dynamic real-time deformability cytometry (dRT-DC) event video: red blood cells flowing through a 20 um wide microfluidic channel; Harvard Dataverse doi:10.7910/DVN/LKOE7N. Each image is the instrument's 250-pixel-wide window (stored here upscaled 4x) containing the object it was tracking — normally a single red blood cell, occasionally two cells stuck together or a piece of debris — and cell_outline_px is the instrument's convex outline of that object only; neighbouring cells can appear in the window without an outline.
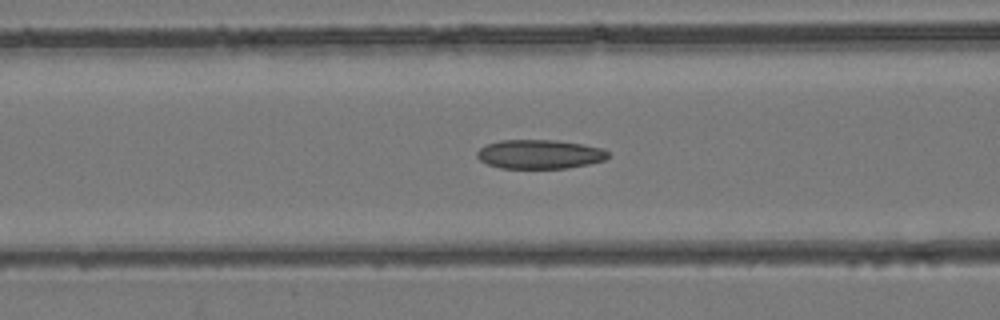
{"species": "common noctule bat (a hibernating species)", "species_latin": "Nyctalus noctula", "temperature_condition": "room temperature", "stored_images_in_passage": 32, "camera_frame_rate_fps": 3000, "um_per_image_px": 0.085, "animal": {"sex": "female", "body_mass_g": 24.6, "forearm_length_mm": 56.2}, "frame": {"image": 1, "passage_image": 6, "time_ms": 1.667, "image_size_px": [1000, 320], "cell_outline_px": [[608, 156], [604, 160], [588, 164], [568, 168], [500, 168], [488, 164], [480, 160], [476, 156], [476, 152], [480, 148], [488, 144], [500, 140], [556, 140], [604, 148], [608, 152]], "centroid_in_image_um": [45.86, 13.11], "position_along_channel_um": 120.7, "area_um2": 22.14}}
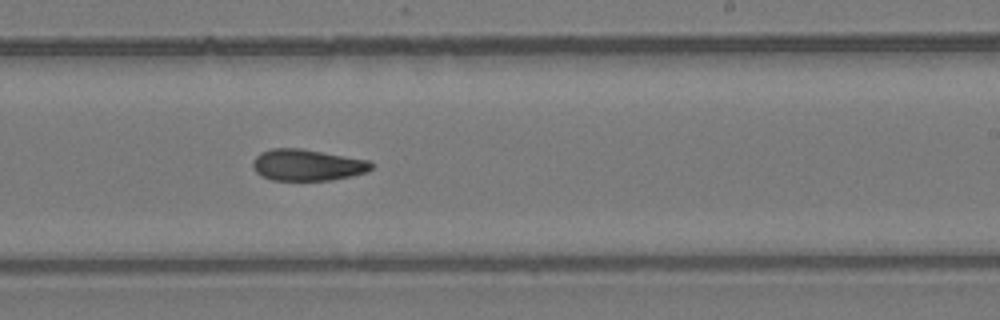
{"frame": {"image": 2, "passage_image": 15, "time_ms": 4.667, "image_size_px": [1000, 320], "cell_outline_px": [[372, 168], [368, 172], [352, 176], [332, 180], [272, 180], [260, 176], [252, 168], [252, 160], [260, 152], [272, 148], [300, 148], [368, 160], [372, 164]], "centroid_in_image_um": [26.08, 14.03], "position_along_channel_um": 262.9, "area_um2": 21.85}}
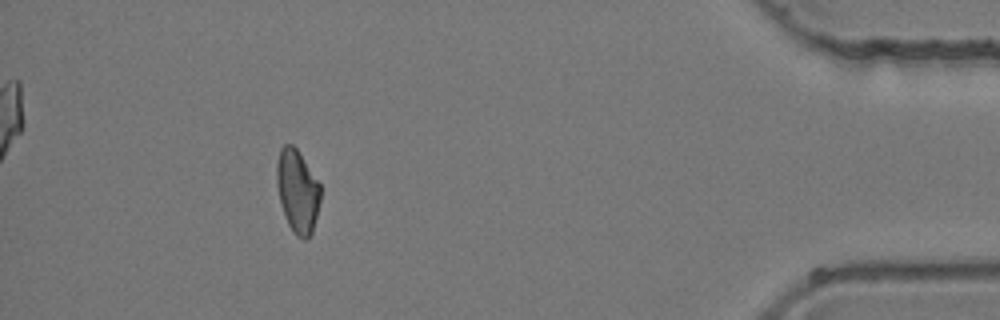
{"frame": {"image": 3, "passage_image": 28, "time_ms": 9.0, "image_size_px": [1000, 320], "cell_outline_px": [[320, 200], [312, 232], [304, 240], [296, 236], [292, 232], [284, 216], [280, 204], [276, 184], [276, 164], [280, 148], [284, 144], [292, 144], [296, 148], [320, 184]], "centroid_in_image_um": [25.25, 16.25], "position_along_channel_um": 409.9, "area_um2": 21.21}}